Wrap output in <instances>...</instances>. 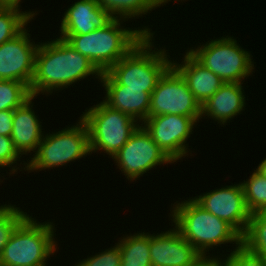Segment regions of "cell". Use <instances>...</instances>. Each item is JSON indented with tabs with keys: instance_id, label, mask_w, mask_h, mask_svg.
Masks as SVG:
<instances>
[{
	"instance_id": "cell-1",
	"label": "cell",
	"mask_w": 266,
	"mask_h": 266,
	"mask_svg": "<svg viewBox=\"0 0 266 266\" xmlns=\"http://www.w3.org/2000/svg\"><path fill=\"white\" fill-rule=\"evenodd\" d=\"M47 42L40 43L36 50L34 76L29 86L32 96L63 90L90 75L96 74L100 80L102 73L65 40L56 38Z\"/></svg>"
},
{
	"instance_id": "cell-2",
	"label": "cell",
	"mask_w": 266,
	"mask_h": 266,
	"mask_svg": "<svg viewBox=\"0 0 266 266\" xmlns=\"http://www.w3.org/2000/svg\"><path fill=\"white\" fill-rule=\"evenodd\" d=\"M121 20L113 19L104 28H98L88 34L61 35L59 38L87 57L103 73L126 56L146 36L154 34L147 27L143 30L122 28Z\"/></svg>"
},
{
	"instance_id": "cell-3",
	"label": "cell",
	"mask_w": 266,
	"mask_h": 266,
	"mask_svg": "<svg viewBox=\"0 0 266 266\" xmlns=\"http://www.w3.org/2000/svg\"><path fill=\"white\" fill-rule=\"evenodd\" d=\"M175 228L204 257L213 246L226 243L241 244V235L225 220L204 210L193 199L173 204ZM206 253V254H205Z\"/></svg>"
},
{
	"instance_id": "cell-4",
	"label": "cell",
	"mask_w": 266,
	"mask_h": 266,
	"mask_svg": "<svg viewBox=\"0 0 266 266\" xmlns=\"http://www.w3.org/2000/svg\"><path fill=\"white\" fill-rule=\"evenodd\" d=\"M34 220L28 215L18 225L0 255V264L46 266L48 258L57 249L53 231L55 227L51 222L37 223Z\"/></svg>"
},
{
	"instance_id": "cell-5",
	"label": "cell",
	"mask_w": 266,
	"mask_h": 266,
	"mask_svg": "<svg viewBox=\"0 0 266 266\" xmlns=\"http://www.w3.org/2000/svg\"><path fill=\"white\" fill-rule=\"evenodd\" d=\"M152 38L146 36L107 71L120 85L151 94L158 80L172 65L165 49L152 50Z\"/></svg>"
},
{
	"instance_id": "cell-6",
	"label": "cell",
	"mask_w": 266,
	"mask_h": 266,
	"mask_svg": "<svg viewBox=\"0 0 266 266\" xmlns=\"http://www.w3.org/2000/svg\"><path fill=\"white\" fill-rule=\"evenodd\" d=\"M80 118L88 128L90 152L103 150L112 158L139 126L134 118L111 108L104 101L85 110Z\"/></svg>"
},
{
	"instance_id": "cell-7",
	"label": "cell",
	"mask_w": 266,
	"mask_h": 266,
	"mask_svg": "<svg viewBox=\"0 0 266 266\" xmlns=\"http://www.w3.org/2000/svg\"><path fill=\"white\" fill-rule=\"evenodd\" d=\"M26 170H45L63 166L90 154L89 132L86 123L80 118L76 126L67 127L52 134H46L34 151ZM27 164V166H26Z\"/></svg>"
},
{
	"instance_id": "cell-8",
	"label": "cell",
	"mask_w": 266,
	"mask_h": 266,
	"mask_svg": "<svg viewBox=\"0 0 266 266\" xmlns=\"http://www.w3.org/2000/svg\"><path fill=\"white\" fill-rule=\"evenodd\" d=\"M188 52L224 83H242L254 69L252 56L241 48L233 37L211 40Z\"/></svg>"
},
{
	"instance_id": "cell-9",
	"label": "cell",
	"mask_w": 266,
	"mask_h": 266,
	"mask_svg": "<svg viewBox=\"0 0 266 266\" xmlns=\"http://www.w3.org/2000/svg\"><path fill=\"white\" fill-rule=\"evenodd\" d=\"M164 114L201 118V105L180 73L171 65L151 93L149 116Z\"/></svg>"
},
{
	"instance_id": "cell-10",
	"label": "cell",
	"mask_w": 266,
	"mask_h": 266,
	"mask_svg": "<svg viewBox=\"0 0 266 266\" xmlns=\"http://www.w3.org/2000/svg\"><path fill=\"white\" fill-rule=\"evenodd\" d=\"M112 159H115L119 169L130 181L137 180L156 165L174 163L142 125L138 126Z\"/></svg>"
},
{
	"instance_id": "cell-11",
	"label": "cell",
	"mask_w": 266,
	"mask_h": 266,
	"mask_svg": "<svg viewBox=\"0 0 266 266\" xmlns=\"http://www.w3.org/2000/svg\"><path fill=\"white\" fill-rule=\"evenodd\" d=\"M199 119L201 118L164 114L148 117L140 125L144 124L143 127L153 141L173 162H176L188 155V144L185 143Z\"/></svg>"
},
{
	"instance_id": "cell-12",
	"label": "cell",
	"mask_w": 266,
	"mask_h": 266,
	"mask_svg": "<svg viewBox=\"0 0 266 266\" xmlns=\"http://www.w3.org/2000/svg\"><path fill=\"white\" fill-rule=\"evenodd\" d=\"M192 199L204 210L225 220L241 236L245 233L251 212L247 208L241 183L225 186Z\"/></svg>"
},
{
	"instance_id": "cell-13",
	"label": "cell",
	"mask_w": 266,
	"mask_h": 266,
	"mask_svg": "<svg viewBox=\"0 0 266 266\" xmlns=\"http://www.w3.org/2000/svg\"><path fill=\"white\" fill-rule=\"evenodd\" d=\"M26 28L0 45V80H15L30 86L34 76L35 54L39 44L31 42Z\"/></svg>"
},
{
	"instance_id": "cell-14",
	"label": "cell",
	"mask_w": 266,
	"mask_h": 266,
	"mask_svg": "<svg viewBox=\"0 0 266 266\" xmlns=\"http://www.w3.org/2000/svg\"><path fill=\"white\" fill-rule=\"evenodd\" d=\"M203 258L176 228L150 234L151 266H195Z\"/></svg>"
},
{
	"instance_id": "cell-15",
	"label": "cell",
	"mask_w": 266,
	"mask_h": 266,
	"mask_svg": "<svg viewBox=\"0 0 266 266\" xmlns=\"http://www.w3.org/2000/svg\"><path fill=\"white\" fill-rule=\"evenodd\" d=\"M100 81L105 87L106 98L103 100L111 108L128 114L142 123L149 116L151 94L142 89L127 88L120 85L107 71L101 74Z\"/></svg>"
},
{
	"instance_id": "cell-16",
	"label": "cell",
	"mask_w": 266,
	"mask_h": 266,
	"mask_svg": "<svg viewBox=\"0 0 266 266\" xmlns=\"http://www.w3.org/2000/svg\"><path fill=\"white\" fill-rule=\"evenodd\" d=\"M114 18L104 11L97 0H80L65 11L61 21V35L88 34L104 28Z\"/></svg>"
},
{
	"instance_id": "cell-17",
	"label": "cell",
	"mask_w": 266,
	"mask_h": 266,
	"mask_svg": "<svg viewBox=\"0 0 266 266\" xmlns=\"http://www.w3.org/2000/svg\"><path fill=\"white\" fill-rule=\"evenodd\" d=\"M243 83H224L209 99L201 104L202 116H210L220 124L227 123L245 108Z\"/></svg>"
},
{
	"instance_id": "cell-18",
	"label": "cell",
	"mask_w": 266,
	"mask_h": 266,
	"mask_svg": "<svg viewBox=\"0 0 266 266\" xmlns=\"http://www.w3.org/2000/svg\"><path fill=\"white\" fill-rule=\"evenodd\" d=\"M34 98L32 96L22 106L14 110L11 139L20 155H26L31 151H36L37 146L44 136L41 122L32 109V100Z\"/></svg>"
},
{
	"instance_id": "cell-19",
	"label": "cell",
	"mask_w": 266,
	"mask_h": 266,
	"mask_svg": "<svg viewBox=\"0 0 266 266\" xmlns=\"http://www.w3.org/2000/svg\"><path fill=\"white\" fill-rule=\"evenodd\" d=\"M174 62L173 60L172 66L184 78L189 90L200 105L224 84L219 76L204 67L189 52H186L184 61L181 62L182 65Z\"/></svg>"
},
{
	"instance_id": "cell-20",
	"label": "cell",
	"mask_w": 266,
	"mask_h": 266,
	"mask_svg": "<svg viewBox=\"0 0 266 266\" xmlns=\"http://www.w3.org/2000/svg\"><path fill=\"white\" fill-rule=\"evenodd\" d=\"M118 244L121 266H151L149 233L127 235Z\"/></svg>"
},
{
	"instance_id": "cell-21",
	"label": "cell",
	"mask_w": 266,
	"mask_h": 266,
	"mask_svg": "<svg viewBox=\"0 0 266 266\" xmlns=\"http://www.w3.org/2000/svg\"><path fill=\"white\" fill-rule=\"evenodd\" d=\"M98 5L114 19L128 20L159 7L158 0H97ZM118 15V16H116Z\"/></svg>"
},
{
	"instance_id": "cell-22",
	"label": "cell",
	"mask_w": 266,
	"mask_h": 266,
	"mask_svg": "<svg viewBox=\"0 0 266 266\" xmlns=\"http://www.w3.org/2000/svg\"><path fill=\"white\" fill-rule=\"evenodd\" d=\"M19 9L16 6H0V45L20 34L37 15L33 11L23 12Z\"/></svg>"
},
{
	"instance_id": "cell-23",
	"label": "cell",
	"mask_w": 266,
	"mask_h": 266,
	"mask_svg": "<svg viewBox=\"0 0 266 266\" xmlns=\"http://www.w3.org/2000/svg\"><path fill=\"white\" fill-rule=\"evenodd\" d=\"M241 244L266 259V211L251 213Z\"/></svg>"
},
{
	"instance_id": "cell-24",
	"label": "cell",
	"mask_w": 266,
	"mask_h": 266,
	"mask_svg": "<svg viewBox=\"0 0 266 266\" xmlns=\"http://www.w3.org/2000/svg\"><path fill=\"white\" fill-rule=\"evenodd\" d=\"M32 97L29 87L20 81L0 80V111L15 110Z\"/></svg>"
},
{
	"instance_id": "cell-25",
	"label": "cell",
	"mask_w": 266,
	"mask_h": 266,
	"mask_svg": "<svg viewBox=\"0 0 266 266\" xmlns=\"http://www.w3.org/2000/svg\"><path fill=\"white\" fill-rule=\"evenodd\" d=\"M241 185L248 210L251 213L266 211V178L254 170L250 179Z\"/></svg>"
},
{
	"instance_id": "cell-26",
	"label": "cell",
	"mask_w": 266,
	"mask_h": 266,
	"mask_svg": "<svg viewBox=\"0 0 266 266\" xmlns=\"http://www.w3.org/2000/svg\"><path fill=\"white\" fill-rule=\"evenodd\" d=\"M27 216L26 212L15 205L0 206V255L12 233Z\"/></svg>"
},
{
	"instance_id": "cell-27",
	"label": "cell",
	"mask_w": 266,
	"mask_h": 266,
	"mask_svg": "<svg viewBox=\"0 0 266 266\" xmlns=\"http://www.w3.org/2000/svg\"><path fill=\"white\" fill-rule=\"evenodd\" d=\"M228 255L227 259L218 260L220 266H266L264 257L253 253L242 244Z\"/></svg>"
},
{
	"instance_id": "cell-28",
	"label": "cell",
	"mask_w": 266,
	"mask_h": 266,
	"mask_svg": "<svg viewBox=\"0 0 266 266\" xmlns=\"http://www.w3.org/2000/svg\"><path fill=\"white\" fill-rule=\"evenodd\" d=\"M75 266H121V252L117 243L113 248L79 261Z\"/></svg>"
},
{
	"instance_id": "cell-29",
	"label": "cell",
	"mask_w": 266,
	"mask_h": 266,
	"mask_svg": "<svg viewBox=\"0 0 266 266\" xmlns=\"http://www.w3.org/2000/svg\"><path fill=\"white\" fill-rule=\"evenodd\" d=\"M21 155L15 149L11 137L0 135V167H10L17 163Z\"/></svg>"
},
{
	"instance_id": "cell-30",
	"label": "cell",
	"mask_w": 266,
	"mask_h": 266,
	"mask_svg": "<svg viewBox=\"0 0 266 266\" xmlns=\"http://www.w3.org/2000/svg\"><path fill=\"white\" fill-rule=\"evenodd\" d=\"M14 110L0 111V135L11 137Z\"/></svg>"
},
{
	"instance_id": "cell-31",
	"label": "cell",
	"mask_w": 266,
	"mask_h": 266,
	"mask_svg": "<svg viewBox=\"0 0 266 266\" xmlns=\"http://www.w3.org/2000/svg\"><path fill=\"white\" fill-rule=\"evenodd\" d=\"M195 266H220L218 262V258H210V256L204 257L202 260H200Z\"/></svg>"
},
{
	"instance_id": "cell-32",
	"label": "cell",
	"mask_w": 266,
	"mask_h": 266,
	"mask_svg": "<svg viewBox=\"0 0 266 266\" xmlns=\"http://www.w3.org/2000/svg\"><path fill=\"white\" fill-rule=\"evenodd\" d=\"M21 0H0V6H16L20 8Z\"/></svg>"
},
{
	"instance_id": "cell-33",
	"label": "cell",
	"mask_w": 266,
	"mask_h": 266,
	"mask_svg": "<svg viewBox=\"0 0 266 266\" xmlns=\"http://www.w3.org/2000/svg\"><path fill=\"white\" fill-rule=\"evenodd\" d=\"M256 171L266 178V158L259 164Z\"/></svg>"
},
{
	"instance_id": "cell-34",
	"label": "cell",
	"mask_w": 266,
	"mask_h": 266,
	"mask_svg": "<svg viewBox=\"0 0 266 266\" xmlns=\"http://www.w3.org/2000/svg\"><path fill=\"white\" fill-rule=\"evenodd\" d=\"M170 0H158V5L159 6H161V4H162V6H163V4L164 5H166L165 3H168ZM182 1V0H181Z\"/></svg>"
}]
</instances>
